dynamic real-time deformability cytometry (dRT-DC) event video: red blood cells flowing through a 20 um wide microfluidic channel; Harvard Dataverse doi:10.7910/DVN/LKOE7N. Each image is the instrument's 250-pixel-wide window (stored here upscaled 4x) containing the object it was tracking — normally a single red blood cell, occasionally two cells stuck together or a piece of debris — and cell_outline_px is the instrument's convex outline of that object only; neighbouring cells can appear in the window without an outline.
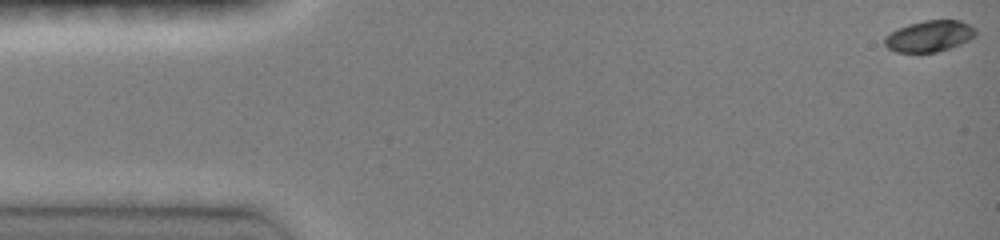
{"species": "common noctule bat (a hibernating species)", "species_latin": "Nyctalus noctula", "temperature_condition": "room temperature", "stored_images_in_passage": 60, "camera_frame_rate_fps": 3000, "um_per_image_px": 0.085, "animal": {"sex": "female", "body_mass_g": 19.0, "forearm_length_mm": 51.5}, "frame": {"image": 1, "passage_image": 1, "time_ms": 0.0, "image_size_px": [1000, 240], "cell_outline_px": [[976, 36], [960, 44], [936, 52], [896, 52], [888, 48], [884, 44], [884, 36], [896, 28], [908, 24], [924, 20], [960, 20], [976, 28]], "centroid_in_image_um": [78.97, 3.06], "position_along_channel_um": 6.0, "area_um2": 16.65}}
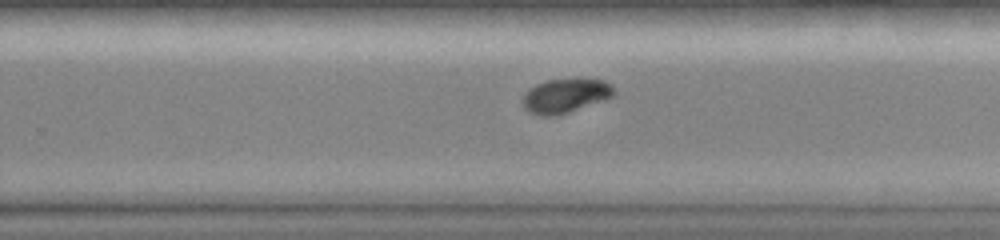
{"frame": {"image": 2, "passage_image": 41, "time_ms": 10.0, "image_size_px": [1000, 240], "cell_outline_px": [[616, 92], [612, 96], [604, 100], [568, 112], [552, 116], [540, 116], [528, 112], [524, 108], [524, 92], [528, 88], [536, 84], [548, 80], [604, 80]], "centroid_in_image_um": [48.0, 8.16], "position_along_channel_um": 281.8, "area_um2": 17.74}}
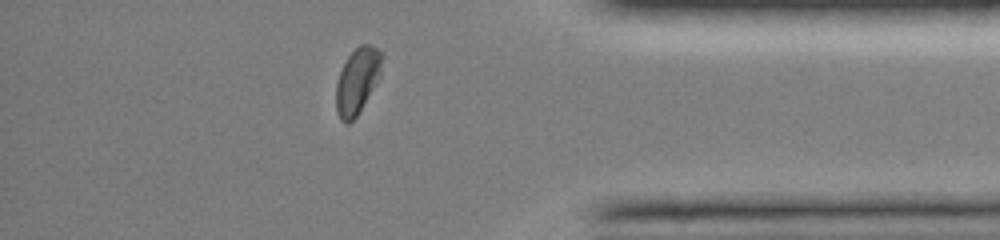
{"frame": {"image": 3, "passage_image": 54, "time_ms": 13.333, "image_size_px": [1000, 240], "cell_outline_px": [[384, 52], [380, 76], [356, 116], [348, 124], [344, 124], [340, 120], [336, 112], [336, 84], [340, 72], [348, 56], [360, 44], [368, 44]], "centroid_in_image_um": [30.37, 6.86], "position_along_channel_um": 404.8, "area_um2": 17.51}, "authors_computed_cell_mechanics": {"area_um2": 18.0336, "velocity_mm_per_s": 4.0508, "shape_relaxation_time_tau1_ms": 3.7761, "shape_relaxation_time_tau2_ms": 9.9841, "deformation_change_tau1": 0.1485, "deformation_change_tau2": 0.0837}}